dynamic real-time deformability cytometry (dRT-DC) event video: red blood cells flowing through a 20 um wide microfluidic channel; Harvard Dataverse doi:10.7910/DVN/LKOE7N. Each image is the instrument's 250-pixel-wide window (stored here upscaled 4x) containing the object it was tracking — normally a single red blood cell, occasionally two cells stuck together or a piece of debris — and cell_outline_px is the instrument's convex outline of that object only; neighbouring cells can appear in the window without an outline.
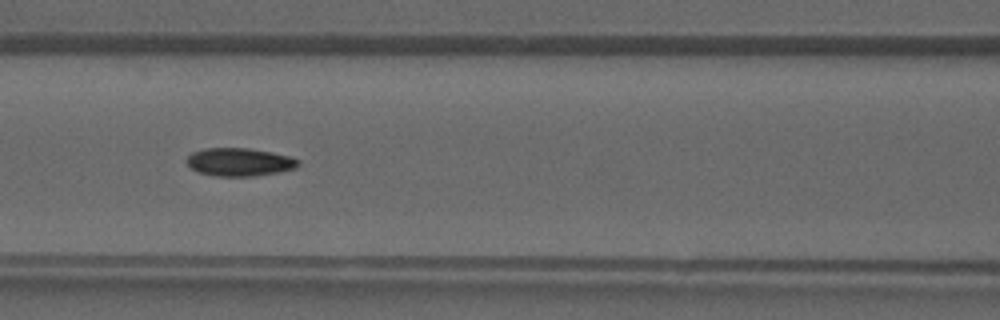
{"species": "common noctule bat (a hibernating species)", "species_latin": "Nyctalus noctula", "temperature_condition": "warm", "stored_images_in_passage": 43, "camera_frame_rate_fps": 3000, "um_per_image_px": 0.085, "animal": {"sex": "male", "forearm_length_mm": 52.5}, "frame": {"image": 1, "passage_image": 19, "time_ms": 6.0, "image_size_px": [1000, 320], "cell_outline_px": [[300, 164], [296, 168], [280, 172], [256, 176], [216, 176], [200, 172], [192, 168], [188, 164], [188, 156], [192, 152], [204, 148], [248, 148], [272, 152], [292, 156], [300, 160]], "centroid_in_image_um": [20.42, 13.77], "position_along_channel_um": 146.2, "area_um2": 18.32}}
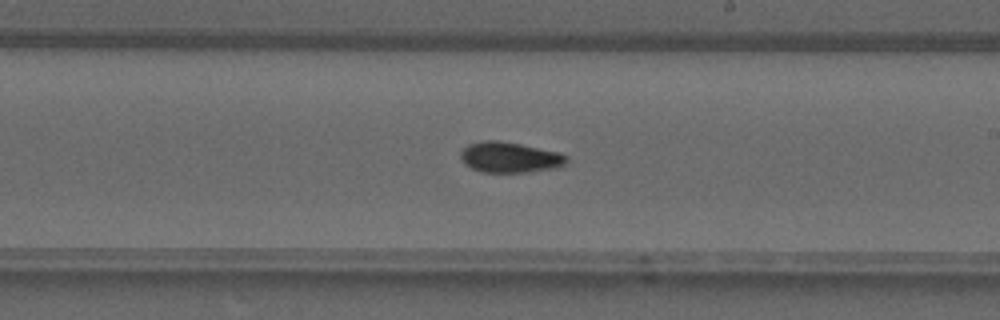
{"frame": {"image": 2, "passage_image": 25, "time_ms": 8.0, "image_size_px": [1000, 320], "cell_outline_px": [[568, 160], [564, 164], [548, 168], [528, 172], [480, 172], [464, 164], [460, 156], [460, 152], [468, 144], [484, 140], [500, 140], [560, 152], [568, 156]], "centroid_in_image_um": [43.29, 13.36], "position_along_channel_um": 245.7, "area_um2": 18.79}}
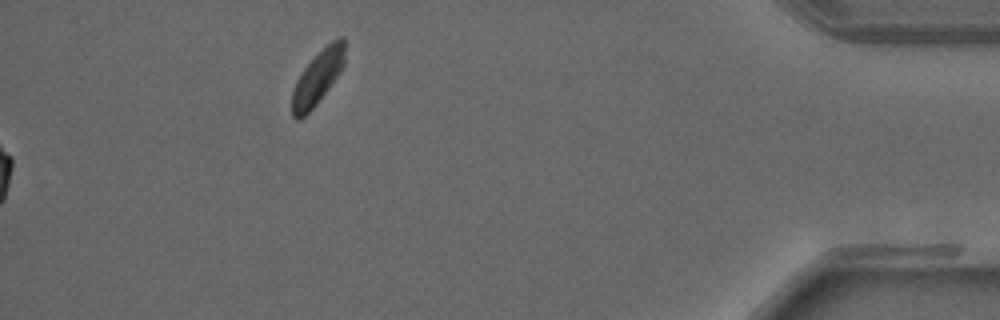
{"frame": {"image": 3, "passage_image": 43, "time_ms": 14.0, "image_size_px": [1000, 320], "cell_outline_px": [[344, 64], [340, 72], [316, 104], [304, 116], [296, 120], [292, 116], [292, 92], [296, 80], [304, 68], [332, 40], [340, 36], [344, 36]], "centroid_in_image_um": [26.99, 6.59], "position_along_channel_um": 408.2, "area_um2": 16.07}}